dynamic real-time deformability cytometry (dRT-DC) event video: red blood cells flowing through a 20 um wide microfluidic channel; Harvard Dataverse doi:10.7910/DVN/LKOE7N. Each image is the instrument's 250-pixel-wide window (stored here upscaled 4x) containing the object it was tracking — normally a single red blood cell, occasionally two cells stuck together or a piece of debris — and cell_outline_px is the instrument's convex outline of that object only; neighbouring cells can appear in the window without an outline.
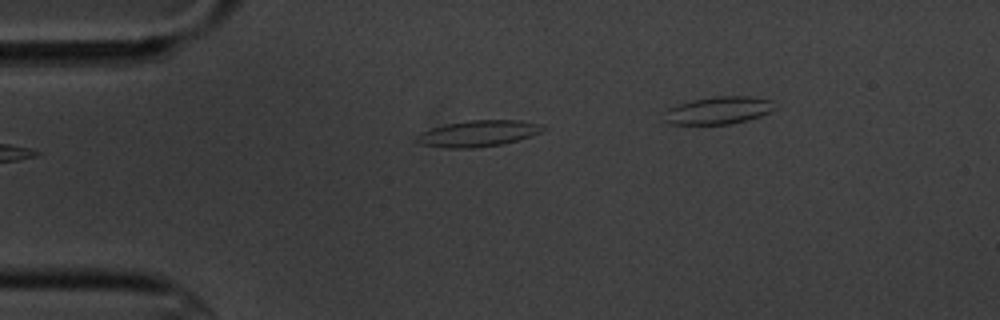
{"species": "common noctule bat (a hibernating species)", "species_latin": "Nyctalus noctula", "temperature_condition": "cold", "stored_images_in_passage": 3, "camera_frame_rate_fps": 3000, "um_per_image_px": 0.085, "animal": {"sex": "male", "body_mass_g": 20.1, "forearm_length_mm": 53.5}, "frame": {"image": 1, "passage_image": 3, "time_ms": 3.0, "image_size_px": [1000, 320], "cell_outline_px": [[544, 128], [540, 132], [516, 140], [500, 144], [476, 148], [444, 148], [420, 144], [412, 140], [420, 132], [444, 124], [468, 120], [520, 120], [540, 124]], "centroid_in_image_um": [40.54, 11.35], "position_along_channel_um": 44.5, "area_um2": 19.25}}